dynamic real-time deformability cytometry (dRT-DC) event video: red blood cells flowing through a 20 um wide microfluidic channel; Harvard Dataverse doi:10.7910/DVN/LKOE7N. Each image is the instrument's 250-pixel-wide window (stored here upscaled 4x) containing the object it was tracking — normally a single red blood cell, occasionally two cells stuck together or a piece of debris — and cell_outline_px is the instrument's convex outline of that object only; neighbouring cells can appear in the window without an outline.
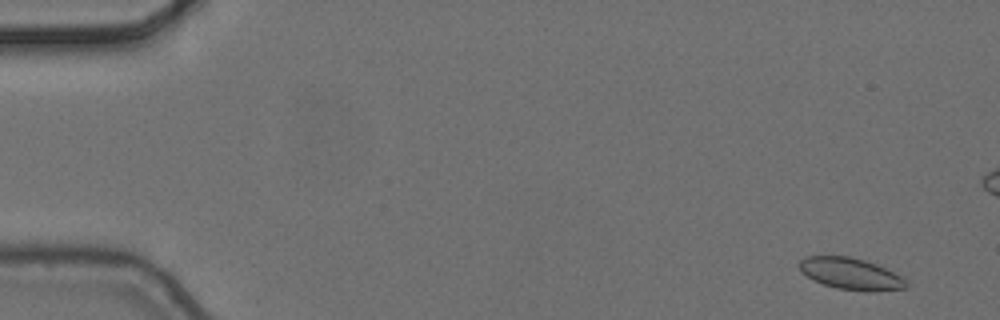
{"species": "common noctule bat (a hibernating species)", "species_latin": "Nyctalus noctula", "temperature_condition": "cold", "stored_images_in_passage": 5, "camera_frame_rate_fps": 3000, "um_per_image_px": 0.085, "animal": {"sex": "female", "body_mass_g": 24.6, "forearm_length_mm": 56.2}, "frame": {"image": 1, "passage_image": 1, "time_ms": 0.0, "image_size_px": [1000, 320], "cell_outline_px": [[908, 288], [872, 292], [868, 292], [836, 288], [812, 280], [796, 264], [804, 256], [848, 256], [864, 260], [876, 264], [900, 276], [908, 284]], "centroid_in_image_um": [72.3, 23.27], "position_along_channel_um": 12.7, "area_um2": 19.65}}